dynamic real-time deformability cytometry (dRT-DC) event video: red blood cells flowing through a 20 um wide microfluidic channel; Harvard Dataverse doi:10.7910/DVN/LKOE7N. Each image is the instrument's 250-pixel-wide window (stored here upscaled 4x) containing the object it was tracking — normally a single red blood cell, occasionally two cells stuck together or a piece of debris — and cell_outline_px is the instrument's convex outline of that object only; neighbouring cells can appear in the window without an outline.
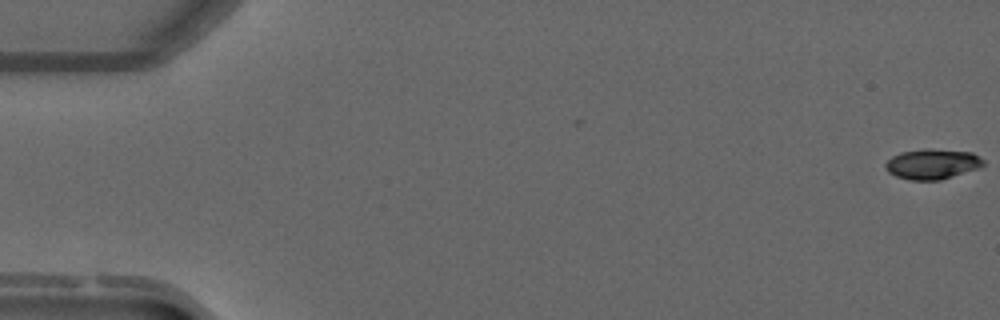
{"species": "common noctule bat (a hibernating species)", "species_latin": "Nyctalus noctula", "temperature_condition": "warm", "stored_images_in_passage": 3, "camera_frame_rate_fps": 3000, "um_per_image_px": 0.085, "animal": {"sex": "male", "forearm_length_mm": 52.5}, "frame": {"image": 1, "passage_image": 3, "time_ms": 0.667, "image_size_px": [1000, 320], "cell_outline_px": [[984, 164], [980, 168], [940, 180], [908, 180], [896, 176], [888, 172], [884, 168], [884, 164], [892, 156], [900, 152], [928, 148], [972, 152], [984, 160]], "centroid_in_image_um": [79.23, 13.94], "position_along_channel_um": 5.8, "area_um2": 17.4}}